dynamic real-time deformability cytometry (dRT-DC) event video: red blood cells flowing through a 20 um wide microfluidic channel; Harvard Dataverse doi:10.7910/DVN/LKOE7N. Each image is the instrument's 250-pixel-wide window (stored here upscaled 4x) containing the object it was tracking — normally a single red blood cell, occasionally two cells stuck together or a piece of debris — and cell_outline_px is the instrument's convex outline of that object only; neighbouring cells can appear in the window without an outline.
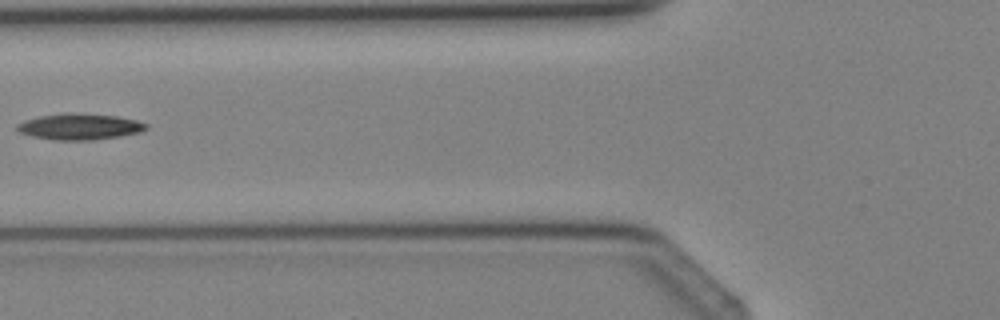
{"species": "Egyptian fruit bat (a non-hibernating species)", "species_latin": "Rousettus aegyptiacus", "temperature_condition": "cold", "stored_images_in_passage": 2, "camera_frame_rate_fps": 3000, "um_per_image_px": 0.085, "animal": {"sex": "female"}, "frame": {"image": 1, "passage_image": 2, "time_ms": 1.0, "image_size_px": [1000, 320], "cell_outline_px": [[148, 128], [140, 132], [120, 136], [92, 140], [56, 140], [32, 136], [20, 132], [16, 128], [16, 124], [24, 120], [40, 116], [72, 112], [116, 116], [136, 120], [148, 124]], "centroid_in_image_um": [6.77, 10.76], "position_along_channel_um": 119.0, "area_um2": 19.59}}